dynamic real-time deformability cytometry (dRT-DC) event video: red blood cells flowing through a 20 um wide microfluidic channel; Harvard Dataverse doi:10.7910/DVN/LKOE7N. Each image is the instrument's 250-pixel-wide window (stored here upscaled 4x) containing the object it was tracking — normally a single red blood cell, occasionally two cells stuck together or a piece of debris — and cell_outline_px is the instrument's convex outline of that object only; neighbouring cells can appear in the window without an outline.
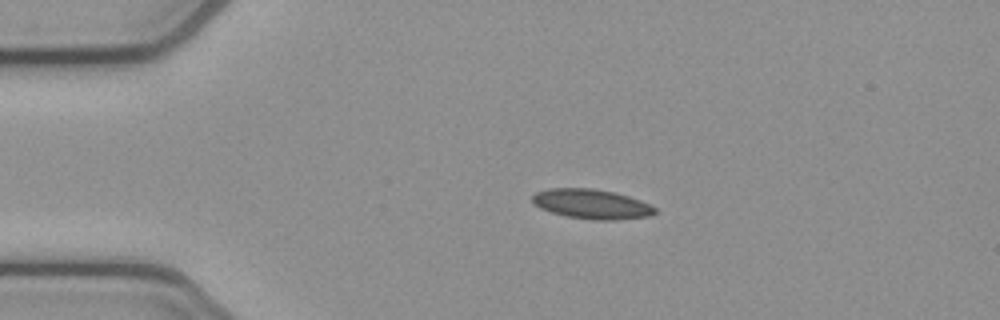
{"species": "common noctule bat (a hibernating species)", "species_latin": "Nyctalus noctula", "temperature_condition": "cold", "stored_images_in_passage": 3, "camera_frame_rate_fps": 3000, "um_per_image_px": 0.085, "animal": {"sex": "female", "body_mass_g": 21.9}, "frame": {"image": 1, "passage_image": 2, "time_ms": 0.333, "image_size_px": [1000, 320], "cell_outline_px": [[656, 212], [648, 216], [616, 220], [596, 220], [568, 216], [552, 212], [540, 208], [532, 204], [532, 196], [536, 192], [548, 188], [592, 188], [616, 192], [640, 200], [656, 208]], "centroid_in_image_um": [50.26, 17.33], "position_along_channel_um": 34.7, "area_um2": 21.15}}